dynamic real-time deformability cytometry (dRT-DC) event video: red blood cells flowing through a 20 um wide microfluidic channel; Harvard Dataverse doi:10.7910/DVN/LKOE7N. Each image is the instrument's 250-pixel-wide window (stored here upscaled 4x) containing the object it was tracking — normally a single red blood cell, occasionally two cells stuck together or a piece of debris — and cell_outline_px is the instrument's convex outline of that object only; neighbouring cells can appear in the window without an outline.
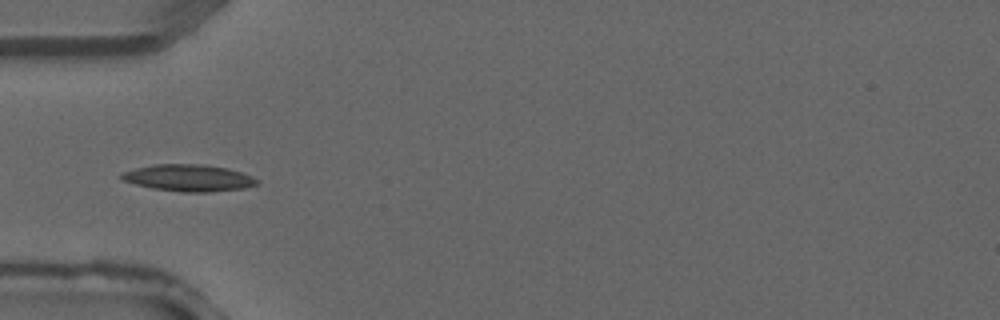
{"species": "common noctule bat (a hibernating species)", "species_latin": "Nyctalus noctula", "temperature_condition": "warm", "stored_images_in_passage": 4, "camera_frame_rate_fps": 3000, "um_per_image_px": 0.085, "animal": {"sex": "male", "forearm_length_mm": 52.5}, "frame": {"image": 1, "passage_image": 4, "time_ms": 1.0, "image_size_px": [1000, 320], "cell_outline_px": [[260, 184], [244, 188], [208, 192], [180, 192], [152, 188], [136, 184], [124, 180], [120, 176], [120, 172], [152, 164], [204, 164], [228, 168], [252, 176], [260, 180]], "centroid_in_image_um": [16.06, 15.12], "position_along_channel_um": 68.9, "area_um2": 21.27}}